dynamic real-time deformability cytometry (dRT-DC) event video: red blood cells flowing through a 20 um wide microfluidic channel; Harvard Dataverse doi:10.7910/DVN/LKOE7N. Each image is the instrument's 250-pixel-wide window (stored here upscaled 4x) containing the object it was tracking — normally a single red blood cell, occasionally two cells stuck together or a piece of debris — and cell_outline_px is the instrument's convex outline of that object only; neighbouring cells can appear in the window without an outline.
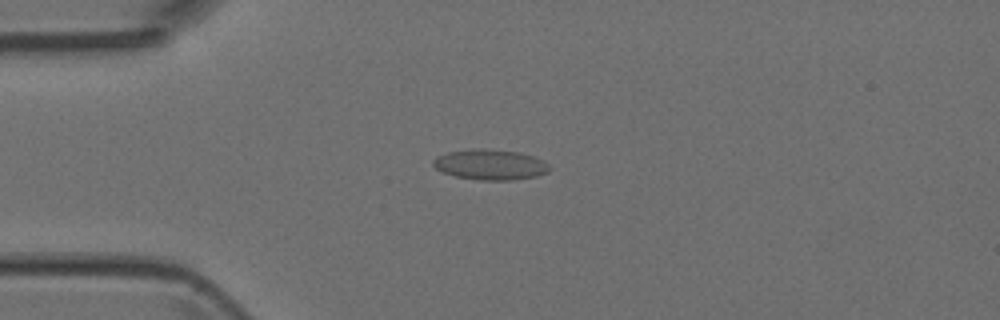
{"species": "Egyptian fruit bat (a non-hibernating species)", "species_latin": "Rousettus aegyptiacus", "temperature_condition": "room temperature", "stored_images_in_passage": 4, "camera_frame_rate_fps": 3000, "um_per_image_px": 0.085, "animal": {"sex": "female"}, "frame": {"image": 1, "passage_image": 2, "time_ms": 1.0, "image_size_px": [1000, 320], "cell_outline_px": [[548, 172], [536, 176], [512, 180], [480, 180], [456, 176], [444, 172], [436, 168], [432, 164], [432, 160], [436, 156], [448, 152], [472, 148], [488, 148], [520, 152], [536, 156], [544, 160], [548, 164]], "centroid_in_image_um": [41.68, 13.97], "position_along_channel_um": 43.3, "area_um2": 20.81}}
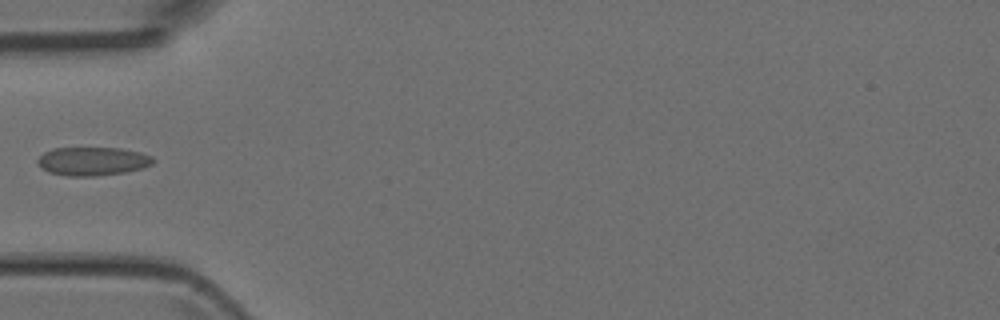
{"frame": {"image": 2, "passage_image": 3, "time_ms": 2.333, "image_size_px": [1000, 320], "cell_outline_px": [[156, 160], [152, 164], [144, 168], [124, 172], [96, 176], [68, 176], [48, 172], [40, 168], [36, 160], [44, 152], [52, 148], [120, 148], [140, 152], [152, 156]], "centroid_in_image_um": [7.87, 13.7], "position_along_channel_um": 77.1, "area_um2": 19.36}}
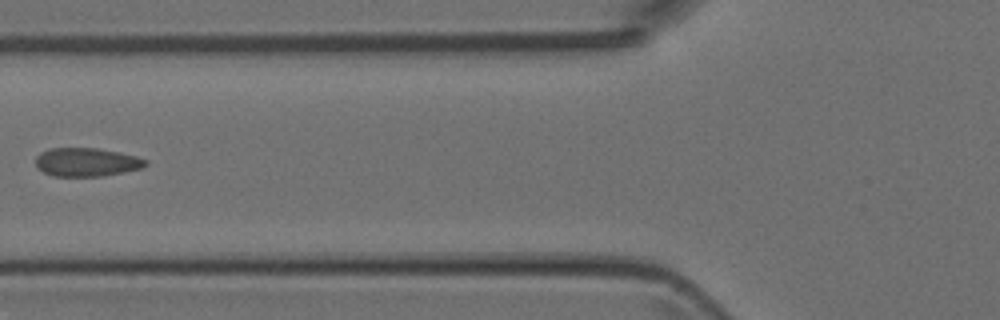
{"frame": {"image": 3, "passage_image": 4, "time_ms": 3.333, "image_size_px": [1000, 320], "cell_outline_px": [[148, 164], [144, 168], [104, 176], [52, 176], [44, 172], [36, 164], [36, 156], [40, 152], [48, 148], [96, 148], [136, 156], [148, 160]], "centroid_in_image_um": [7.38, 13.78], "position_along_channel_um": 118.4, "area_um2": 18.32}}